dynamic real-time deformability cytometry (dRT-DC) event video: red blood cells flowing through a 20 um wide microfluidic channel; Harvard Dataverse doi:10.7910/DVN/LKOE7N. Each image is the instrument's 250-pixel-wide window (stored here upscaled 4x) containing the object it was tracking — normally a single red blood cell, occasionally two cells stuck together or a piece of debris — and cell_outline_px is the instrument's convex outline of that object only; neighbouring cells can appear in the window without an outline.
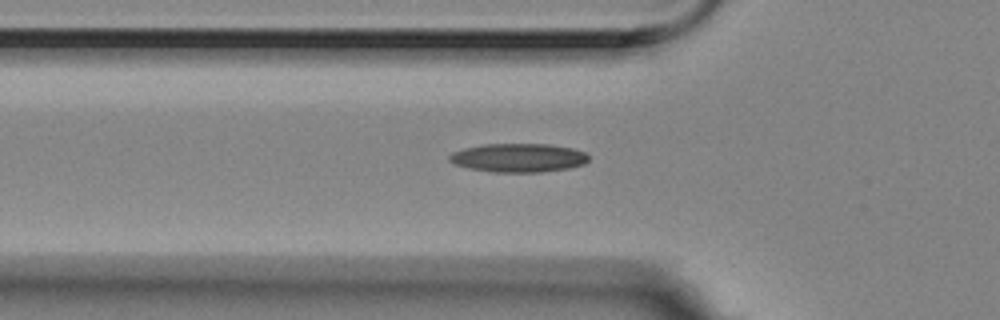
{"species": "Egyptian fruit bat (a non-hibernating species)", "species_latin": "Rousettus aegyptiacus", "temperature_condition": "room temperature", "stored_images_in_passage": 39, "camera_frame_rate_fps": 3000, "um_per_image_px": 0.085, "animal": {"sex": "female"}, "frame": {"image": 1, "passage_image": 2, "time_ms": 0.333, "image_size_px": [1000, 320], "cell_outline_px": [[588, 160], [584, 164], [568, 168], [540, 172], [492, 172], [452, 164], [448, 160], [448, 156], [452, 152], [464, 148], [484, 144], [548, 144], [572, 148], [584, 152], [588, 156]], "centroid_in_image_um": [44.03, 13.41], "position_along_channel_um": 81.8, "area_um2": 23.24}}
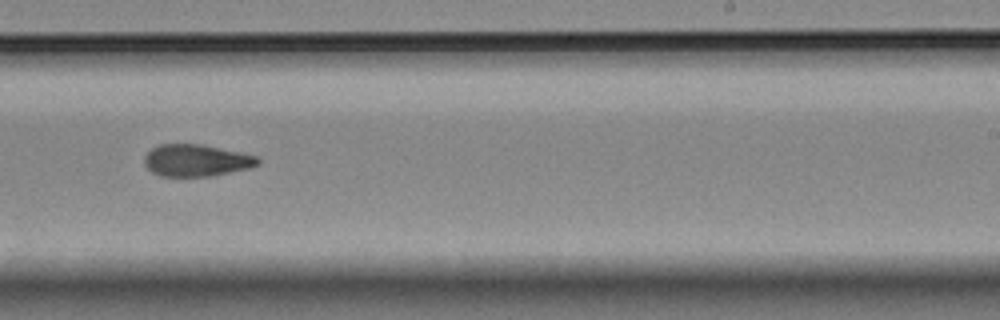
{"frame": {"image": 2, "passage_image": 18, "time_ms": 5.667, "image_size_px": [1000, 320], "cell_outline_px": [[260, 164], [252, 168], [212, 176], [160, 176], [152, 172], [144, 164], [144, 156], [152, 148], [160, 144], [204, 144], [240, 152], [256, 156], [260, 160]], "centroid_in_image_um": [16.71, 13.63], "position_along_channel_um": 272.3, "area_um2": 21.33}}
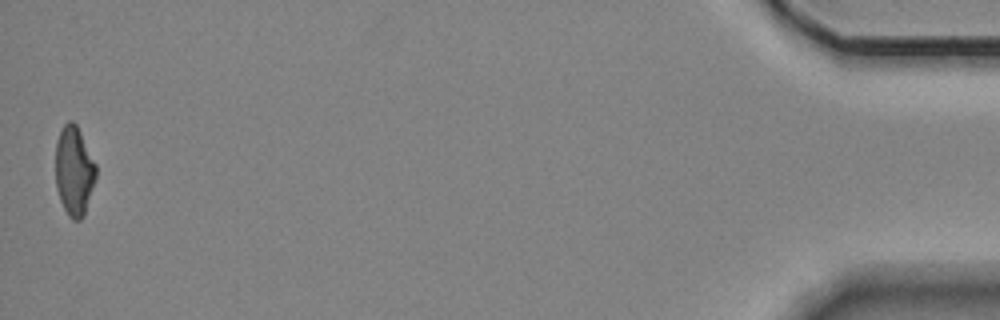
{"frame": {"image": 3, "passage_image": 39, "time_ms": 12.667, "image_size_px": [1000, 320], "cell_outline_px": [[96, 176], [84, 216], [80, 220], [72, 220], [68, 216], [60, 200], [56, 188], [56, 140], [64, 124], [68, 120], [72, 120], [76, 124], [96, 164]], "centroid_in_image_um": [6.29, 14.54], "position_along_channel_um": 428.9, "area_um2": 20.98}, "authors_computed_cell_mechanics": {"area_um2": 21.6172, "velocity_mm_per_s": 3.5588, "shape_relaxation_time_tau1_ms": 9.4899, "shape_relaxation_time_tau2_ms": 4.3869, "deformation_change_tau1": 0.2083, "deformation_change_tau2": 0.1195}}